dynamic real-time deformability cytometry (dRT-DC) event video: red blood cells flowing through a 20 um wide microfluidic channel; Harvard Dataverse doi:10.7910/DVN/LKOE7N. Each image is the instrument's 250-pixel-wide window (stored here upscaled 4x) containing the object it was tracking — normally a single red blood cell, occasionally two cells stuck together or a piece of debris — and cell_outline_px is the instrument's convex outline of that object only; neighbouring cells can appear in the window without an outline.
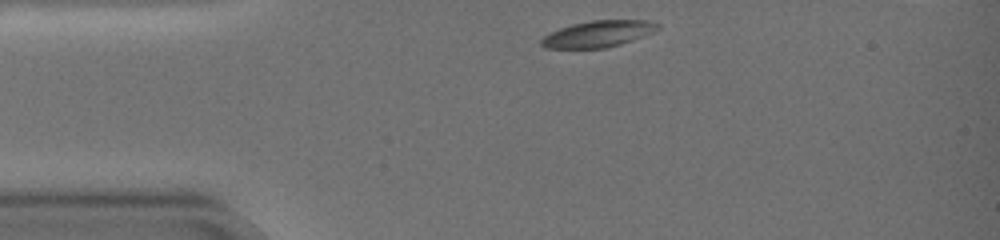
{"species": "common noctule bat (a hibernating species)", "species_latin": "Nyctalus noctula", "temperature_condition": "warm", "stored_images_in_passage": 40, "camera_frame_rate_fps": 3000, "um_per_image_px": 0.085, "animal": {"sex": "female", "body_mass_g": 19.0, "forearm_length_mm": 51.5}, "frame": {"image": 1, "passage_image": 1, "time_ms": 0.0, "image_size_px": [1000, 240], "cell_outline_px": [[660, 28], [652, 32], [620, 44], [604, 48], [544, 48], [540, 44], [540, 40], [544, 36], [560, 28], [572, 24], [592, 20], [648, 20], [660, 24]], "centroid_in_image_um": [50.83, 2.87], "position_along_channel_um": 34.2, "area_um2": 17.74}}
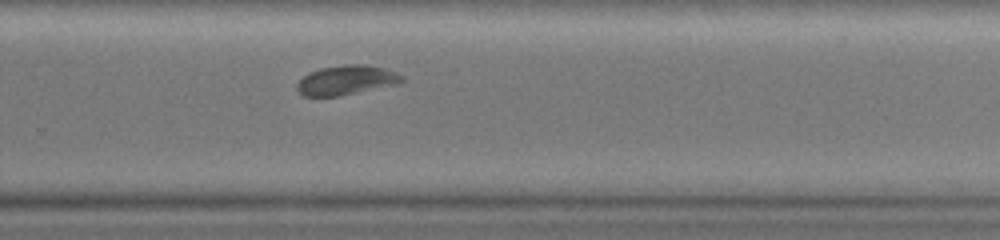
{"frame": {"image": 2, "passage_image": 28, "time_ms": 9.0, "image_size_px": [1000, 240], "cell_outline_px": [[404, 80], [396, 84], [340, 96], [304, 96], [296, 88], [296, 84], [308, 72], [320, 68], [344, 64], [364, 64], [384, 68], [396, 72]], "centroid_in_image_um": [29.4, 6.8], "position_along_channel_um": 300.4, "area_um2": 17.92}}
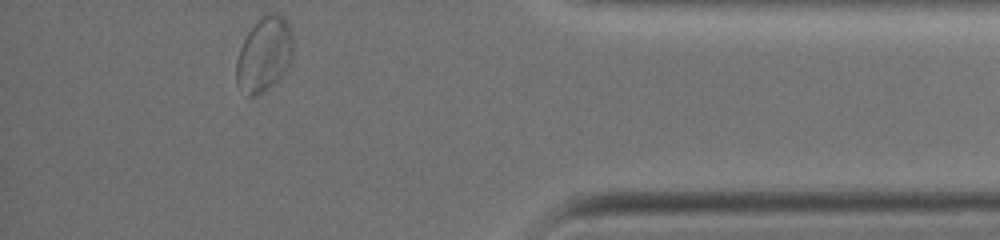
{"frame": {"image": 3, "passage_image": 40, "time_ms": 13.0, "image_size_px": [1000, 240], "cell_outline_px": [[292, 56], [284, 72], [268, 88], [256, 96], [248, 96], [236, 84], [236, 60], [240, 48], [248, 32], [268, 12], [276, 12], [284, 16], [288, 20], [292, 32]], "centroid_in_image_um": [22.46, 4.6], "position_along_channel_um": 412.7, "area_um2": 24.45}, "authors_computed_cell_mechanics": {"area_um2": 17.9469, "velocity_mm_per_s": 3.3691, "shape_relaxation_time_tau1_ms": 3.3047, "shape_relaxation_time_tau2_ms": 3.6757, "deformation_change_tau1": 0.1274, "deformation_change_tau2": 0.0452}}